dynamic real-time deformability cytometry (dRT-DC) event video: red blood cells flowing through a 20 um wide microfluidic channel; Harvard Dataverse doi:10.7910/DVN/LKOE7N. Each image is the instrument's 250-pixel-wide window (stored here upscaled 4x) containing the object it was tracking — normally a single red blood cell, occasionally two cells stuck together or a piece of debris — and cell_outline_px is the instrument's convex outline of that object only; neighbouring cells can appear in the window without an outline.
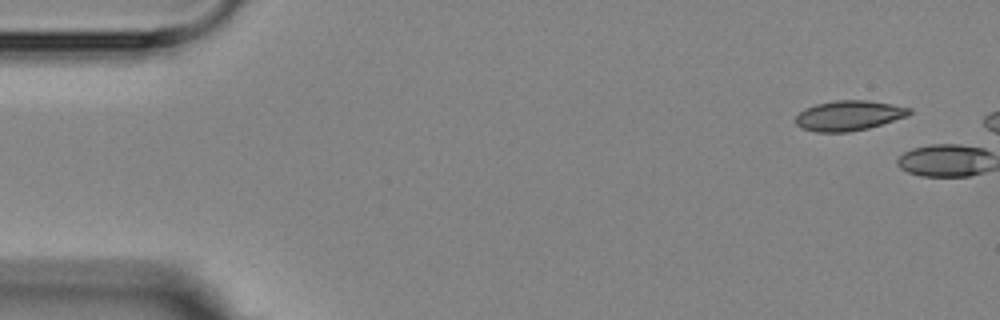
{"species": "Egyptian fruit bat (a non-hibernating species)", "species_latin": "Rousettus aegyptiacus", "temperature_condition": "room temperature", "stored_images_in_passage": 2, "camera_frame_rate_fps": 3000, "um_per_image_px": 0.085, "animal": {"sex": "female"}, "frame": {"image": 1, "passage_image": 1, "time_ms": 0.0, "image_size_px": [1000, 320], "cell_outline_px": [[912, 112], [908, 116], [868, 128], [848, 132], [816, 132], [804, 128], [796, 124], [796, 116], [804, 108], [816, 104], [836, 100], [868, 100], [892, 104], [912, 108]], "centroid_in_image_um": [72.17, 9.81], "position_along_channel_um": 12.8, "area_um2": 19.88}}